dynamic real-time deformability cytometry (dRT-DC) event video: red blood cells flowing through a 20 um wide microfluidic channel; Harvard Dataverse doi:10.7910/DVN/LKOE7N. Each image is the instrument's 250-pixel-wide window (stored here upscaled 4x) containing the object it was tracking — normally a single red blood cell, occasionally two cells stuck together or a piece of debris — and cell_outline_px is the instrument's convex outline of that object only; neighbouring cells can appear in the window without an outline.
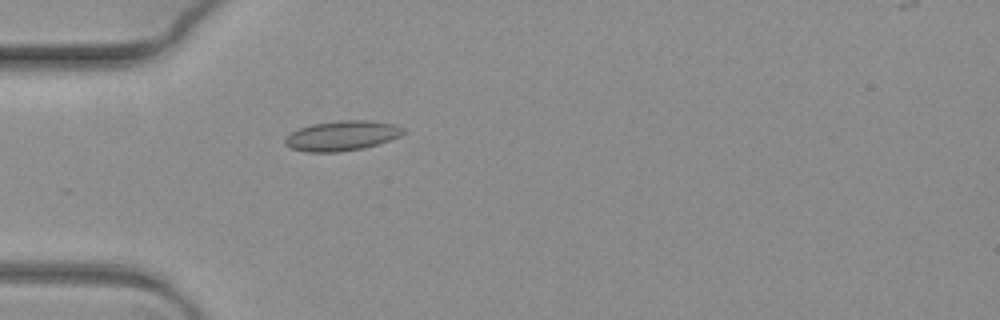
{"species": "common noctule bat (a hibernating species)", "species_latin": "Nyctalus noctula", "temperature_condition": "warm", "stored_images_in_passage": 1, "camera_frame_rate_fps": 3000, "um_per_image_px": 0.085, "animal": {"sex": "female", "body_mass_g": 19.3, "forearm_length_mm": 54.1}, "frame": {"image": 1, "passage_image": 1, "time_ms": 0.0, "image_size_px": [1000, 320], "cell_outline_px": [[404, 132], [400, 136], [364, 148], [340, 152], [304, 152], [292, 148], [284, 144], [284, 140], [292, 132], [300, 128], [312, 124], [340, 120], [372, 120], [396, 124], [404, 128]], "centroid_in_image_um": [29.07, 11.53], "position_along_channel_um": 55.9, "area_um2": 20.63}}